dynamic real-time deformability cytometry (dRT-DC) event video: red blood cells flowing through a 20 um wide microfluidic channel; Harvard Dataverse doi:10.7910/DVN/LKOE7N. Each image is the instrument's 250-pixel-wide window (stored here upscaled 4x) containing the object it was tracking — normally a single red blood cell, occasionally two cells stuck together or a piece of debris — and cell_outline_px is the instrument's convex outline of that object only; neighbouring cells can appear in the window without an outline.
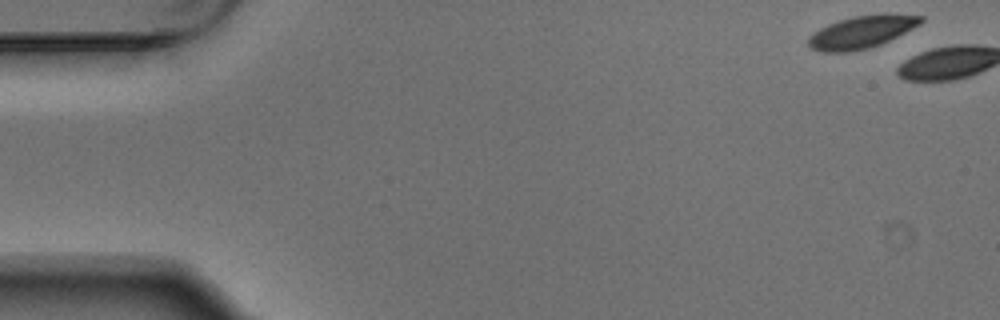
{"species": "Egyptian fruit bat (a non-hibernating species)", "species_latin": "Rousettus aegyptiacus", "temperature_condition": "warm", "stored_images_in_passage": 8, "camera_frame_rate_fps": 3000, "um_per_image_px": 0.085, "animal": {"sex": "male"}, "frame": {"image": 1, "passage_image": 1, "time_ms": 0.0, "image_size_px": [1000, 320], "cell_outline_px": [[924, 20], [920, 24], [880, 44], [868, 48], [848, 52], [824, 52], [812, 48], [808, 44], [808, 36], [820, 28], [828, 24], [852, 16], [888, 12], [924, 16]], "centroid_in_image_um": [73.26, 2.69], "position_along_channel_um": 11.7, "area_um2": 21.33}}
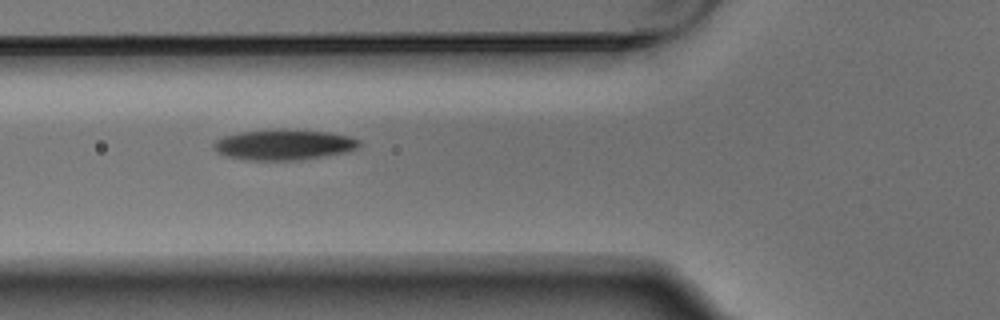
{"frame": {"image": 2, "passage_image": 5, "time_ms": 1.333, "image_size_px": [1000, 320], "cell_outline_px": [[364, 144], [360, 148], [348, 152], [300, 160], [244, 160], [224, 156], [216, 152], [212, 148], [212, 144], [216, 140], [224, 136], [240, 132], [276, 128], [284, 128], [328, 132], [348, 136], [360, 140]], "centroid_in_image_um": [24.14, 12.29], "position_along_channel_um": 101.7, "area_um2": 26.59}}
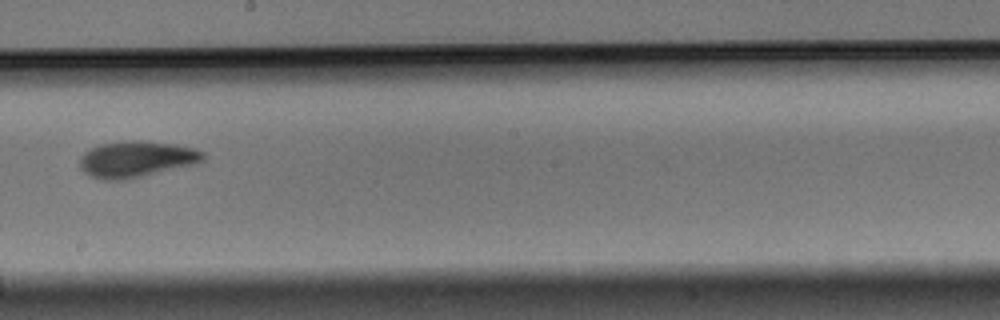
{"frame": {"image": 3, "passage_image": 8, "time_ms": 2.333, "image_size_px": [1000, 320], "cell_outline_px": [[204, 160], [196, 164], [140, 176], [120, 180], [104, 180], [92, 176], [84, 172], [80, 168], [80, 156], [84, 152], [100, 144], [128, 140], [140, 140], [176, 144], [196, 148], [204, 152]], "centroid_in_image_um": [11.61, 13.51], "position_along_channel_um": 236.6, "area_um2": 25.95}}